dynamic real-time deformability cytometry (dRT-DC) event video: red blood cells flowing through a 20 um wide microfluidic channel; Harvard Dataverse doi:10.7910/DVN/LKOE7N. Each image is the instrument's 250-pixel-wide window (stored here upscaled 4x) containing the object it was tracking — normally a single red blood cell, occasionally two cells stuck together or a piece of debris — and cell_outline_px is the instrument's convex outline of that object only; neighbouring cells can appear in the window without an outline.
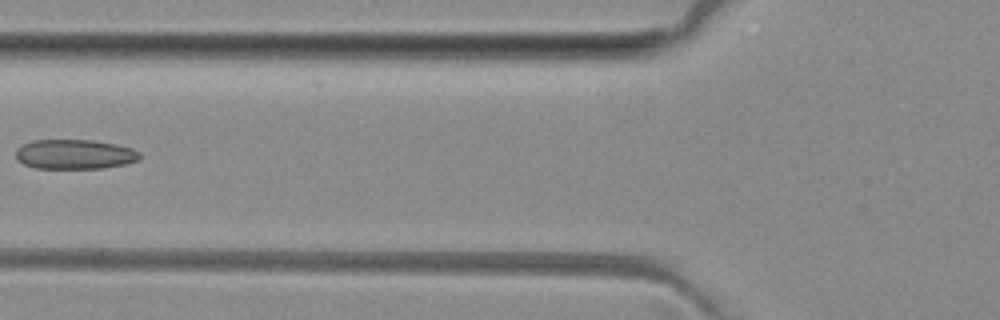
{"species": "common noctule bat (a hibernating species)", "species_latin": "Nyctalus noctula", "temperature_condition": "room temperature", "stored_images_in_passage": 5, "camera_frame_rate_fps": 3000, "um_per_image_px": 0.085, "animal": {"sex": "female", "body_mass_g": 29.2, "forearm_length_mm": 56.3}, "frame": {"image": 1, "passage_image": 5, "time_ms": 4.667, "image_size_px": [1000, 320], "cell_outline_px": [[140, 160], [124, 164], [104, 168], [36, 168], [24, 164], [16, 160], [16, 148], [32, 140], [92, 140], [116, 144], [132, 148], [140, 152]], "centroid_in_image_um": [6.35, 13.11], "position_along_channel_um": 119.5, "area_um2": 21.5}}